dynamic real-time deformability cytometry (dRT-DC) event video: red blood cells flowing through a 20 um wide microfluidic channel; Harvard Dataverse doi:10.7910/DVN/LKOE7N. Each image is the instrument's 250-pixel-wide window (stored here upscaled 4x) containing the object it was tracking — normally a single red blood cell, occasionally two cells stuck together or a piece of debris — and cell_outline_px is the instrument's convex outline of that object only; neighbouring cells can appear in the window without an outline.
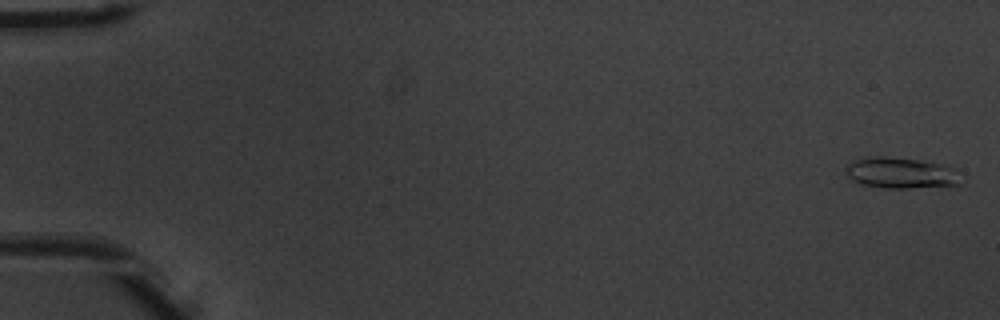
{"species": "common noctule bat (a hibernating species)", "species_latin": "Nyctalus noctula", "temperature_condition": "warm", "stored_images_in_passage": 52, "camera_frame_rate_fps": 3000, "um_per_image_px": 0.085, "animal": {"sex": "male", "body_mass_g": 20.1, "forearm_length_mm": 53.5}, "frame": {"image": 1, "passage_image": 1, "time_ms": 0.0, "image_size_px": [1000, 320], "cell_outline_px": [[960, 184], [908, 188], [884, 188], [860, 184], [852, 180], [848, 176], [844, 168], [848, 164], [856, 160], [876, 156], [884, 156], [948, 164], [952, 168]], "centroid_in_image_um": [76.51, 14.7], "position_along_channel_um": 8.5, "area_um2": 20.4}}
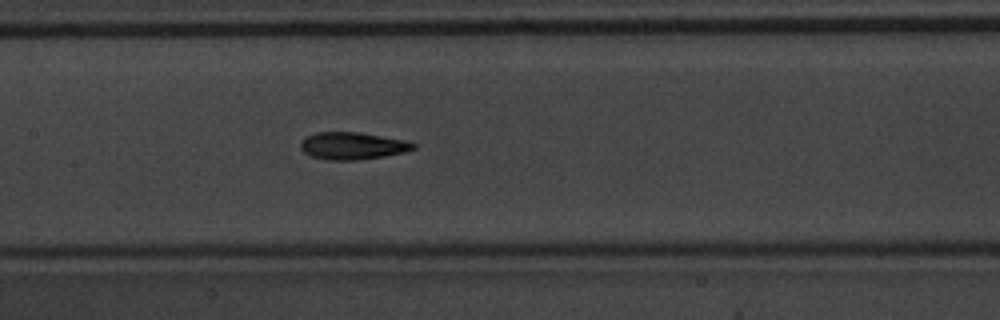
{"frame": {"image": 2, "passage_image": 26, "time_ms": 8.333, "image_size_px": [1000, 320], "cell_outline_px": [[416, 148], [404, 152], [384, 156], [356, 160], [328, 160], [312, 156], [304, 152], [300, 148], [300, 144], [308, 136], [316, 132], [360, 132], [404, 140], [416, 144]], "centroid_in_image_um": [29.97, 12.39], "position_along_channel_um": 177.4, "area_um2": 17.74}}
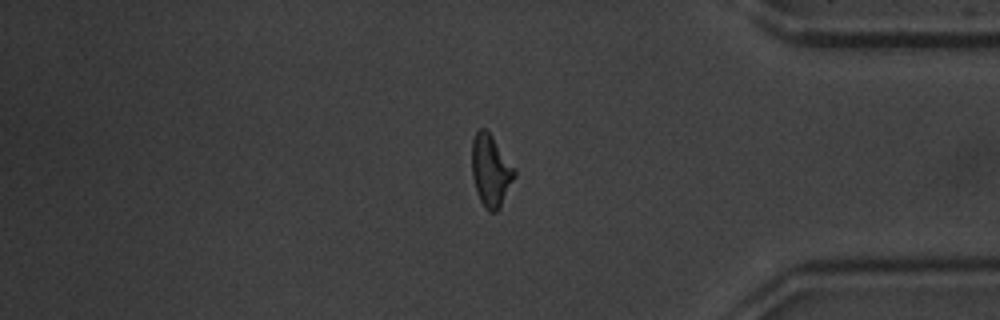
{"frame": {"image": 3, "passage_image": 44, "time_ms": 14.333, "image_size_px": [1000, 320], "cell_outline_px": [[516, 176], [500, 208], [496, 212], [488, 212], [484, 208], [476, 192], [472, 176], [472, 140], [476, 132], [480, 128], [484, 128], [492, 136], [516, 168]], "centroid_in_image_um": [41.73, 14.53], "position_along_channel_um": 393.5, "area_um2": 18.09}, "authors_computed_cell_mechanics": {"area_um2": 17.6868, "velocity_mm_per_s": 3.9345, "shape_relaxation_time_tau1_ms": 5.3713, "shape_relaxation_time_tau2_ms": 2.7125, "deformation_change_tau1": 0.1875, "deformation_change_tau2": 0.1168}}